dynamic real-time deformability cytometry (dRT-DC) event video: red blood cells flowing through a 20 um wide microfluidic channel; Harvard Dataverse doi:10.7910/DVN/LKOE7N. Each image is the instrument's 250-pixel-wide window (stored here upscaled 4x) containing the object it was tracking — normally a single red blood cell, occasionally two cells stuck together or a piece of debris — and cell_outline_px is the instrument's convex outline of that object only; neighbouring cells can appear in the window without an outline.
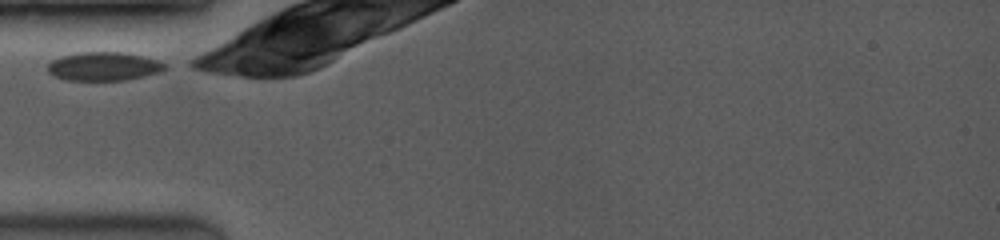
{"species": "common noctule bat (a hibernating species)", "species_latin": "Nyctalus noctula", "temperature_condition": "room temperature", "stored_images_in_passage": 2, "camera_frame_rate_fps": 3500, "um_per_image_px": 0.085, "animal": {"sex": "female", "body_mass_g": 19.0, "forearm_length_mm": 53.3}, "frame": {"image": 1, "passage_image": 1, "time_ms": 0.0, "image_size_px": [1000, 240], "cell_outline_px": [[168, 68], [160, 72], [128, 80], [68, 80], [52, 76], [48, 72], [48, 64], [52, 60], [60, 56], [80, 52], [120, 52], [160, 60], [168, 64]], "centroid_in_image_um": [8.84, 5.64], "position_along_channel_um": 76.2, "area_um2": 19.71}}